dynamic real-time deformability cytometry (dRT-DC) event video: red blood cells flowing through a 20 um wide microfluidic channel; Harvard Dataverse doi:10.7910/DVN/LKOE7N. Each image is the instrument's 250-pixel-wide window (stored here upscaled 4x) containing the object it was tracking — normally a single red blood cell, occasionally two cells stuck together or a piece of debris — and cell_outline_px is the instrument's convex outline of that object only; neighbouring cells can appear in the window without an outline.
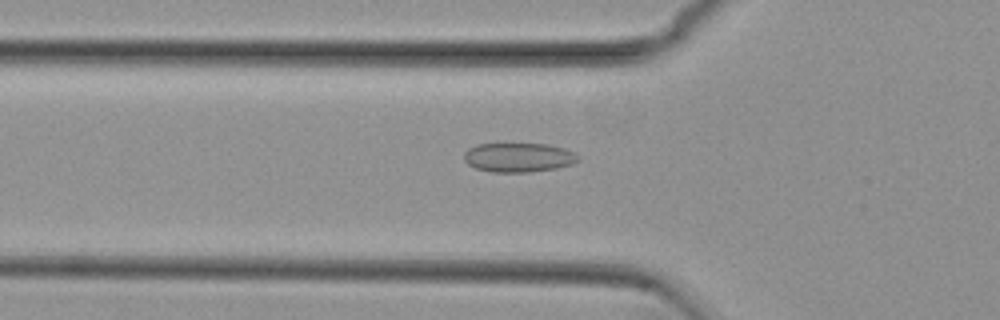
{"species": "common noctule bat (a hibernating species)", "species_latin": "Nyctalus noctula", "temperature_condition": "cold", "stored_images_in_passage": 40, "camera_frame_rate_fps": 3000, "um_per_image_px": 0.085, "animal": {"sex": "female", "body_mass_g": 29.2, "forearm_length_mm": 56.3}, "frame": {"image": 1, "passage_image": 4, "time_ms": 1.0, "image_size_px": [1000, 320], "cell_outline_px": [[580, 160], [572, 164], [556, 168], [528, 172], [492, 172], [476, 168], [468, 164], [464, 160], [464, 152], [468, 148], [476, 144], [548, 144], [564, 148], [580, 156]], "centroid_in_image_um": [44.07, 13.38], "position_along_channel_um": 81.7, "area_um2": 19.48}}
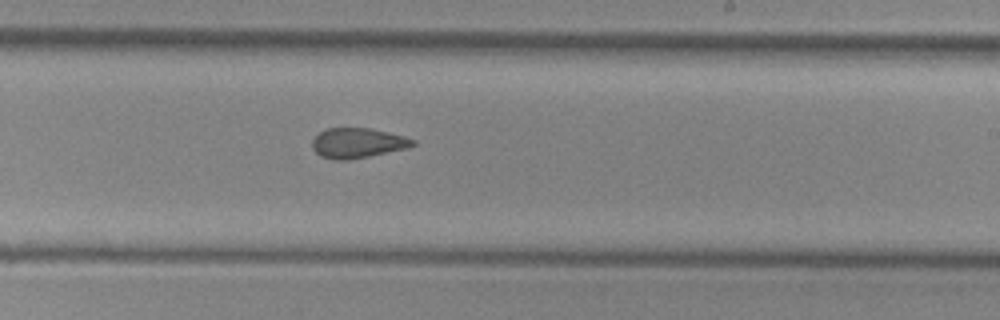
{"frame": {"image": 2, "passage_image": 18, "time_ms": 5.667, "image_size_px": [1000, 320], "cell_outline_px": [[416, 144], [408, 148], [348, 160], [332, 160], [320, 156], [312, 148], [312, 140], [320, 132], [328, 128], [368, 128], [388, 132], [404, 136], [416, 140]], "centroid_in_image_um": [30.39, 12.16], "position_along_channel_um": 258.6, "area_um2": 17.57}}
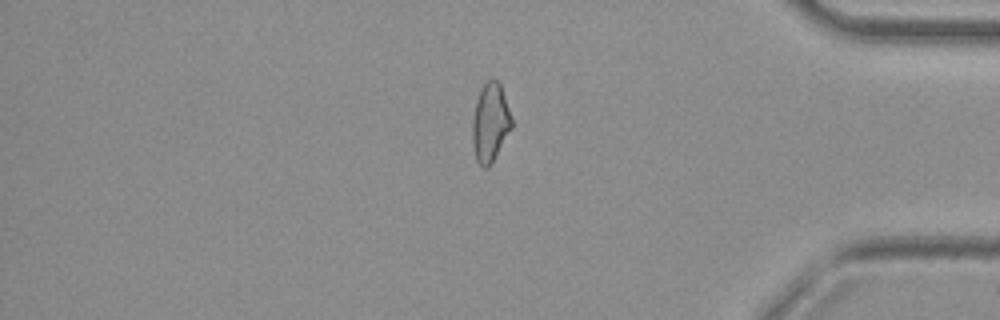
{"frame": {"image": 3, "passage_image": 31, "time_ms": 10.0, "image_size_px": [1000, 320], "cell_outline_px": [[512, 128], [488, 168], [484, 168], [476, 160], [472, 144], [472, 120], [476, 100], [480, 88], [492, 76], [500, 84], [512, 120]], "centroid_in_image_um": [41.65, 10.41], "position_along_channel_um": 393.6, "area_um2": 17.92}, "authors_computed_cell_mechanics": {"area_um2": 18.3804, "velocity_mm_per_s": 3.7808, "shape_relaxation_time_tau1_ms": null, "shape_relaxation_time_tau2_ms": 2.2765, "deformation_change_tau1": null, "deformation_change_tau2": 0.0823}}